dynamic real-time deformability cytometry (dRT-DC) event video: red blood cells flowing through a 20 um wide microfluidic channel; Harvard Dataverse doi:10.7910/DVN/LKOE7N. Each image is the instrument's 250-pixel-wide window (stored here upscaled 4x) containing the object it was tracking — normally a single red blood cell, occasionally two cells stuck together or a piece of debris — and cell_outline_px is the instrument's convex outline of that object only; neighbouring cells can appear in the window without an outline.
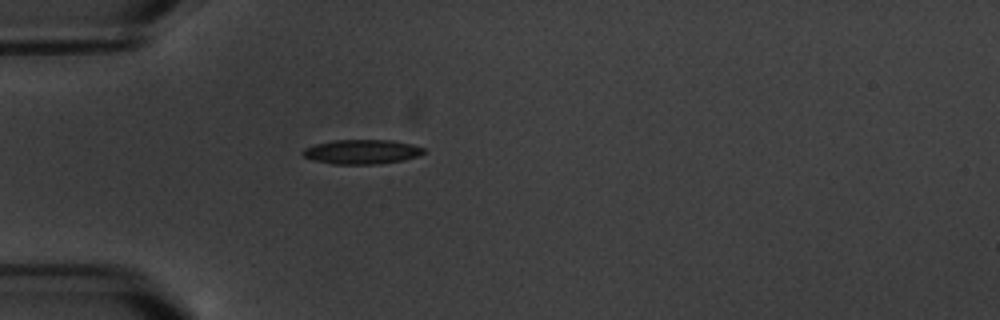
{"species": "common noctule bat (a hibernating species)", "species_latin": "Nyctalus noctula", "temperature_condition": "warm", "stored_images_in_passage": 3, "camera_frame_rate_fps": 3000, "um_per_image_px": 0.085, "animal": {"sex": "male", "body_mass_g": 20.1, "forearm_length_mm": 53.5}, "frame": {"image": 1, "passage_image": 3, "time_ms": 3.333, "image_size_px": [1000, 320], "cell_outline_px": [[424, 152], [416, 156], [404, 160], [380, 164], [332, 164], [312, 160], [304, 156], [300, 152], [304, 148], [316, 144], [336, 140], [392, 140], [412, 144], [424, 148]], "centroid_in_image_um": [30.73, 12.9], "position_along_channel_um": 54.3, "area_um2": 17.22}}